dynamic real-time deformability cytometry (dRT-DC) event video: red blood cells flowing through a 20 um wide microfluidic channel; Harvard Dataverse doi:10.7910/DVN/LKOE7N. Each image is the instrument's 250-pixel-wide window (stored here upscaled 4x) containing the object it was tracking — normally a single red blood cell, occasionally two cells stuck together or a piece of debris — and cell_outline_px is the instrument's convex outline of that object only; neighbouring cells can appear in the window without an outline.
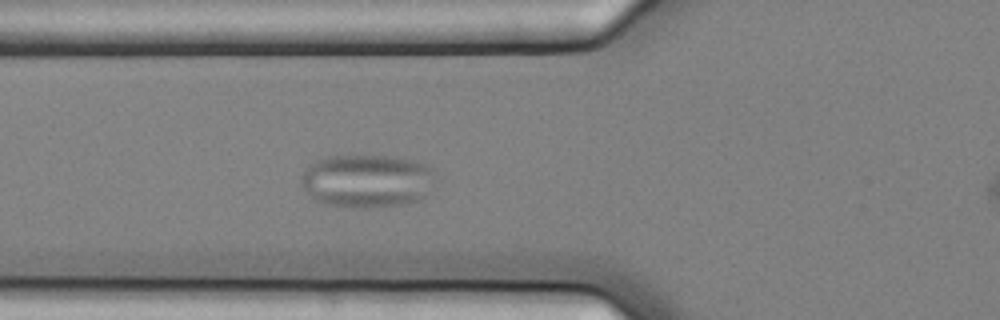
{"species": "common noctule bat (a hibernating species)", "species_latin": "Nyctalus noctula", "temperature_condition": "cold", "stored_images_in_passage": 5, "camera_frame_rate_fps": 3000, "um_per_image_px": 0.085, "animal": {"sex": "female", "body_mass_g": 25.1}, "frame": {"image": 1, "passage_image": 5, "time_ms": 1.333, "image_size_px": [1000, 320], "cell_outline_px": [[432, 168], [424, 196], [420, 200], [404, 204], [368, 208], [328, 204], [312, 196], [304, 188], [300, 180], [300, 176], [320, 156], [400, 156], [424, 164]], "centroid_in_image_um": [31.14, 15.35], "position_along_channel_um": 94.7, "area_um2": 40.75}}